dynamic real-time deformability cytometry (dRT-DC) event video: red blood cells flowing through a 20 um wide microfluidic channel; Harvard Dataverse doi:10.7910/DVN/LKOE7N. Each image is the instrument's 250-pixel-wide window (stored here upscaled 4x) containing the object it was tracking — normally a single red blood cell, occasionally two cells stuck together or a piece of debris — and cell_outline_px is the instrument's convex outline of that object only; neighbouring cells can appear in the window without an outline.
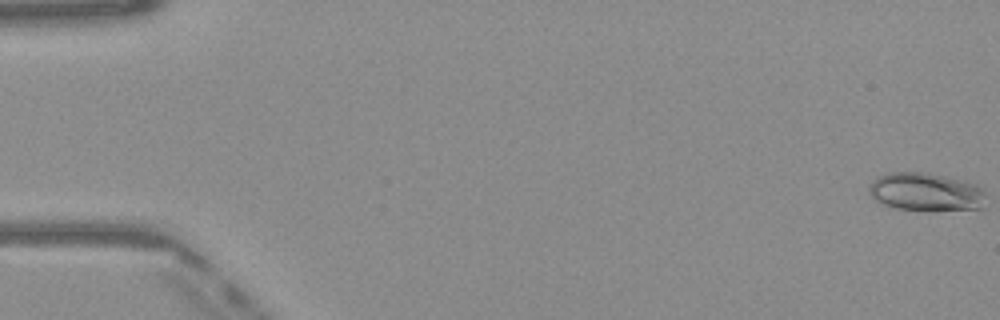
{"species": "Egyptian fruit bat (a non-hibernating species)", "species_latin": "Rousettus aegyptiacus", "temperature_condition": "warm", "stored_images_in_passage": 50, "camera_frame_rate_fps": 3000, "um_per_image_px": 0.085, "frame": {"image": 1, "passage_image": 1, "time_ms": 0.0, "image_size_px": [1000, 320], "cell_outline_px": [[984, 208], [932, 212], [928, 212], [892, 208], [880, 204], [872, 200], [868, 192], [868, 184], [880, 176], [888, 172], [920, 172], [940, 176], [972, 184], [984, 188]], "centroid_in_image_um": [78.62, 16.37], "position_along_channel_um": 6.4, "area_um2": 26.53}}
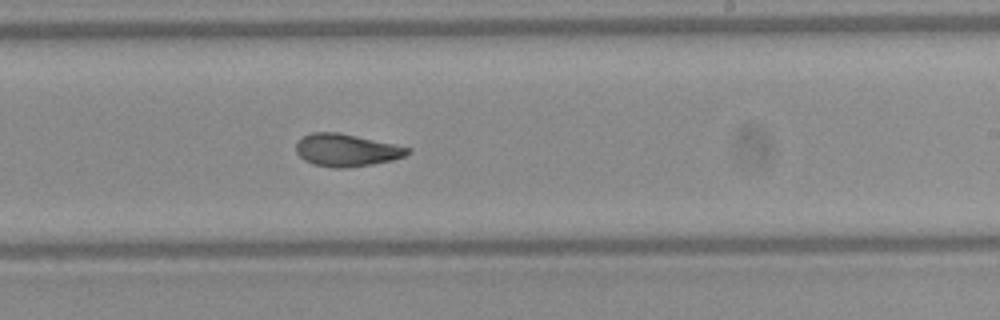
{"frame": {"image": 2, "passage_image": 31, "time_ms": 10.0, "image_size_px": [1000, 320], "cell_outline_px": [[412, 152], [404, 156], [392, 160], [372, 164], [348, 168], [332, 168], [312, 164], [304, 160], [296, 152], [296, 140], [312, 132], [340, 132], [412, 148]], "centroid_in_image_um": [29.44, 12.76], "position_along_channel_um": 259.6, "area_um2": 21.33}}
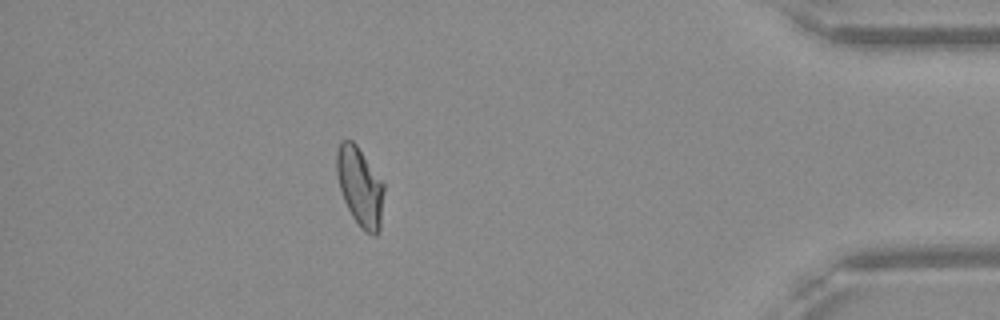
{"frame": {"image": 3, "passage_image": 45, "time_ms": 14.667, "image_size_px": [1000, 320], "cell_outline_px": [[384, 192], [380, 228], [376, 236], [372, 236], [364, 232], [360, 228], [352, 216], [344, 200], [340, 188], [336, 172], [336, 152], [340, 140], [352, 140], [356, 144], [384, 184]], "centroid_in_image_um": [30.59, 15.89], "position_along_channel_um": 404.6, "area_um2": 21.79}, "authors_computed_cell_mechanics": {"area_um2": 21.8773, "velocity_mm_per_s": 4.0855, "shape_relaxation_time_tau1_ms": null, "shape_relaxation_time_tau2_ms": 1.9066, "deformation_change_tau1": null, "deformation_change_tau2": 0.0845}}